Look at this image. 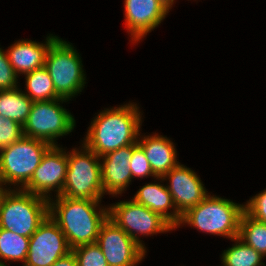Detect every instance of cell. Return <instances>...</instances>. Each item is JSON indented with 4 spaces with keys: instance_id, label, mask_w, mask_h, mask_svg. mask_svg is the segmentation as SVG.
Returning a JSON list of instances; mask_svg holds the SVG:
<instances>
[{
    "instance_id": "14",
    "label": "cell",
    "mask_w": 266,
    "mask_h": 266,
    "mask_svg": "<svg viewBox=\"0 0 266 266\" xmlns=\"http://www.w3.org/2000/svg\"><path fill=\"white\" fill-rule=\"evenodd\" d=\"M157 180L166 182V184L177 212L182 216L190 208L198 205L210 193L204 187L203 182L194 170L179 163L172 168L163 177H157Z\"/></svg>"
},
{
    "instance_id": "20",
    "label": "cell",
    "mask_w": 266,
    "mask_h": 266,
    "mask_svg": "<svg viewBox=\"0 0 266 266\" xmlns=\"http://www.w3.org/2000/svg\"><path fill=\"white\" fill-rule=\"evenodd\" d=\"M24 93L33 101H47L61 98L55 91V86L47 69L43 66L25 74Z\"/></svg>"
},
{
    "instance_id": "8",
    "label": "cell",
    "mask_w": 266,
    "mask_h": 266,
    "mask_svg": "<svg viewBox=\"0 0 266 266\" xmlns=\"http://www.w3.org/2000/svg\"><path fill=\"white\" fill-rule=\"evenodd\" d=\"M68 101L70 100L59 98L33 102L23 125V135L58 145L56 140L70 134L76 126L74 116L62 106Z\"/></svg>"
},
{
    "instance_id": "24",
    "label": "cell",
    "mask_w": 266,
    "mask_h": 266,
    "mask_svg": "<svg viewBox=\"0 0 266 266\" xmlns=\"http://www.w3.org/2000/svg\"><path fill=\"white\" fill-rule=\"evenodd\" d=\"M77 260V266H108L102 250L96 243L84 244L71 250Z\"/></svg>"
},
{
    "instance_id": "5",
    "label": "cell",
    "mask_w": 266,
    "mask_h": 266,
    "mask_svg": "<svg viewBox=\"0 0 266 266\" xmlns=\"http://www.w3.org/2000/svg\"><path fill=\"white\" fill-rule=\"evenodd\" d=\"M52 145L46 141L22 136L0 150V186L22 189L40 165L43 155ZM5 185V187H4ZM8 185V186H7Z\"/></svg>"
},
{
    "instance_id": "19",
    "label": "cell",
    "mask_w": 266,
    "mask_h": 266,
    "mask_svg": "<svg viewBox=\"0 0 266 266\" xmlns=\"http://www.w3.org/2000/svg\"><path fill=\"white\" fill-rule=\"evenodd\" d=\"M33 101L20 87L0 90V115L24 125L31 111Z\"/></svg>"
},
{
    "instance_id": "21",
    "label": "cell",
    "mask_w": 266,
    "mask_h": 266,
    "mask_svg": "<svg viewBox=\"0 0 266 266\" xmlns=\"http://www.w3.org/2000/svg\"><path fill=\"white\" fill-rule=\"evenodd\" d=\"M30 238L20 236L10 230L0 228V263L17 261L24 265L29 248Z\"/></svg>"
},
{
    "instance_id": "6",
    "label": "cell",
    "mask_w": 266,
    "mask_h": 266,
    "mask_svg": "<svg viewBox=\"0 0 266 266\" xmlns=\"http://www.w3.org/2000/svg\"><path fill=\"white\" fill-rule=\"evenodd\" d=\"M44 67L61 98L71 100L87 83L81 56L72 43L60 37L50 45Z\"/></svg>"
},
{
    "instance_id": "17",
    "label": "cell",
    "mask_w": 266,
    "mask_h": 266,
    "mask_svg": "<svg viewBox=\"0 0 266 266\" xmlns=\"http://www.w3.org/2000/svg\"><path fill=\"white\" fill-rule=\"evenodd\" d=\"M138 135L137 143L144 150L145 157L156 177H163L180 162L177 161V150L169 138L156 132L152 135Z\"/></svg>"
},
{
    "instance_id": "2",
    "label": "cell",
    "mask_w": 266,
    "mask_h": 266,
    "mask_svg": "<svg viewBox=\"0 0 266 266\" xmlns=\"http://www.w3.org/2000/svg\"><path fill=\"white\" fill-rule=\"evenodd\" d=\"M49 201V216L64 233L71 249L96 243L99 230L108 218V206L101 201L55 196Z\"/></svg>"
},
{
    "instance_id": "1",
    "label": "cell",
    "mask_w": 266,
    "mask_h": 266,
    "mask_svg": "<svg viewBox=\"0 0 266 266\" xmlns=\"http://www.w3.org/2000/svg\"><path fill=\"white\" fill-rule=\"evenodd\" d=\"M142 112L135 102L105 108L88 127L82 144L101 157L121 147L137 143Z\"/></svg>"
},
{
    "instance_id": "13",
    "label": "cell",
    "mask_w": 266,
    "mask_h": 266,
    "mask_svg": "<svg viewBox=\"0 0 266 266\" xmlns=\"http://www.w3.org/2000/svg\"><path fill=\"white\" fill-rule=\"evenodd\" d=\"M172 6L168 0H124L125 27L132 43H138L154 31Z\"/></svg>"
},
{
    "instance_id": "15",
    "label": "cell",
    "mask_w": 266,
    "mask_h": 266,
    "mask_svg": "<svg viewBox=\"0 0 266 266\" xmlns=\"http://www.w3.org/2000/svg\"><path fill=\"white\" fill-rule=\"evenodd\" d=\"M133 144L121 147L100 157L101 180L104 194L117 197L127 190L132 182L130 159Z\"/></svg>"
},
{
    "instance_id": "27",
    "label": "cell",
    "mask_w": 266,
    "mask_h": 266,
    "mask_svg": "<svg viewBox=\"0 0 266 266\" xmlns=\"http://www.w3.org/2000/svg\"><path fill=\"white\" fill-rule=\"evenodd\" d=\"M19 76L9 62L7 52L0 47V90H11L19 87Z\"/></svg>"
},
{
    "instance_id": "26",
    "label": "cell",
    "mask_w": 266,
    "mask_h": 266,
    "mask_svg": "<svg viewBox=\"0 0 266 266\" xmlns=\"http://www.w3.org/2000/svg\"><path fill=\"white\" fill-rule=\"evenodd\" d=\"M23 135V126L0 115V150L18 141Z\"/></svg>"
},
{
    "instance_id": "28",
    "label": "cell",
    "mask_w": 266,
    "mask_h": 266,
    "mask_svg": "<svg viewBox=\"0 0 266 266\" xmlns=\"http://www.w3.org/2000/svg\"><path fill=\"white\" fill-rule=\"evenodd\" d=\"M244 212L253 219L266 223V188L244 204Z\"/></svg>"
},
{
    "instance_id": "11",
    "label": "cell",
    "mask_w": 266,
    "mask_h": 266,
    "mask_svg": "<svg viewBox=\"0 0 266 266\" xmlns=\"http://www.w3.org/2000/svg\"><path fill=\"white\" fill-rule=\"evenodd\" d=\"M60 145H52L43 155L40 165L35 169L30 181L22 190L42 196L48 200L52 198V191L56 196L61 195L66 179L68 162L66 149ZM51 193V194H50Z\"/></svg>"
},
{
    "instance_id": "25",
    "label": "cell",
    "mask_w": 266,
    "mask_h": 266,
    "mask_svg": "<svg viewBox=\"0 0 266 266\" xmlns=\"http://www.w3.org/2000/svg\"><path fill=\"white\" fill-rule=\"evenodd\" d=\"M130 171L132 178H147L152 176L154 179L157 178L149 164V161L145 157L144 150L138 143L133 144L132 157L130 159Z\"/></svg>"
},
{
    "instance_id": "7",
    "label": "cell",
    "mask_w": 266,
    "mask_h": 266,
    "mask_svg": "<svg viewBox=\"0 0 266 266\" xmlns=\"http://www.w3.org/2000/svg\"><path fill=\"white\" fill-rule=\"evenodd\" d=\"M67 151V174L60 196L101 201L104 191L100 157L83 144Z\"/></svg>"
},
{
    "instance_id": "31",
    "label": "cell",
    "mask_w": 266,
    "mask_h": 266,
    "mask_svg": "<svg viewBox=\"0 0 266 266\" xmlns=\"http://www.w3.org/2000/svg\"><path fill=\"white\" fill-rule=\"evenodd\" d=\"M172 5L174 4L175 0H168Z\"/></svg>"
},
{
    "instance_id": "4",
    "label": "cell",
    "mask_w": 266,
    "mask_h": 266,
    "mask_svg": "<svg viewBox=\"0 0 266 266\" xmlns=\"http://www.w3.org/2000/svg\"><path fill=\"white\" fill-rule=\"evenodd\" d=\"M49 215V201L22 189H6L0 201V228L28 237Z\"/></svg>"
},
{
    "instance_id": "12",
    "label": "cell",
    "mask_w": 266,
    "mask_h": 266,
    "mask_svg": "<svg viewBox=\"0 0 266 266\" xmlns=\"http://www.w3.org/2000/svg\"><path fill=\"white\" fill-rule=\"evenodd\" d=\"M96 244L102 250L108 266H137L147 253L109 218L102 224Z\"/></svg>"
},
{
    "instance_id": "10",
    "label": "cell",
    "mask_w": 266,
    "mask_h": 266,
    "mask_svg": "<svg viewBox=\"0 0 266 266\" xmlns=\"http://www.w3.org/2000/svg\"><path fill=\"white\" fill-rule=\"evenodd\" d=\"M71 250L64 233L48 215L30 236L28 254L23 266H51Z\"/></svg>"
},
{
    "instance_id": "29",
    "label": "cell",
    "mask_w": 266,
    "mask_h": 266,
    "mask_svg": "<svg viewBox=\"0 0 266 266\" xmlns=\"http://www.w3.org/2000/svg\"><path fill=\"white\" fill-rule=\"evenodd\" d=\"M51 266H77V260L74 253L71 251L66 256L58 259Z\"/></svg>"
},
{
    "instance_id": "9",
    "label": "cell",
    "mask_w": 266,
    "mask_h": 266,
    "mask_svg": "<svg viewBox=\"0 0 266 266\" xmlns=\"http://www.w3.org/2000/svg\"><path fill=\"white\" fill-rule=\"evenodd\" d=\"M108 218L134 239L146 252L142 236H153L175 228L161 215L137 203L134 199L109 204Z\"/></svg>"
},
{
    "instance_id": "30",
    "label": "cell",
    "mask_w": 266,
    "mask_h": 266,
    "mask_svg": "<svg viewBox=\"0 0 266 266\" xmlns=\"http://www.w3.org/2000/svg\"><path fill=\"white\" fill-rule=\"evenodd\" d=\"M6 190V188H3L0 186V201H1V198H2V194L3 192Z\"/></svg>"
},
{
    "instance_id": "22",
    "label": "cell",
    "mask_w": 266,
    "mask_h": 266,
    "mask_svg": "<svg viewBox=\"0 0 266 266\" xmlns=\"http://www.w3.org/2000/svg\"><path fill=\"white\" fill-rule=\"evenodd\" d=\"M231 241L235 243L221 255L222 266H266L263 262L264 257L251 246L246 245L238 237Z\"/></svg>"
},
{
    "instance_id": "23",
    "label": "cell",
    "mask_w": 266,
    "mask_h": 266,
    "mask_svg": "<svg viewBox=\"0 0 266 266\" xmlns=\"http://www.w3.org/2000/svg\"><path fill=\"white\" fill-rule=\"evenodd\" d=\"M238 238L266 257V223L257 221L245 212L239 223Z\"/></svg>"
},
{
    "instance_id": "3",
    "label": "cell",
    "mask_w": 266,
    "mask_h": 266,
    "mask_svg": "<svg viewBox=\"0 0 266 266\" xmlns=\"http://www.w3.org/2000/svg\"><path fill=\"white\" fill-rule=\"evenodd\" d=\"M243 212L244 204L209 194L182 215L179 226L187 224L203 233L232 240L238 237Z\"/></svg>"
},
{
    "instance_id": "16",
    "label": "cell",
    "mask_w": 266,
    "mask_h": 266,
    "mask_svg": "<svg viewBox=\"0 0 266 266\" xmlns=\"http://www.w3.org/2000/svg\"><path fill=\"white\" fill-rule=\"evenodd\" d=\"M58 36L49 34L43 43L21 39L6 49L10 64L17 76L28 74L44 66L50 45Z\"/></svg>"
},
{
    "instance_id": "18",
    "label": "cell",
    "mask_w": 266,
    "mask_h": 266,
    "mask_svg": "<svg viewBox=\"0 0 266 266\" xmlns=\"http://www.w3.org/2000/svg\"><path fill=\"white\" fill-rule=\"evenodd\" d=\"M156 179L157 178H155L154 183H145V185L140 187L132 199L144 205L152 212L161 215L175 229L180 228L179 224L182 216L177 212L166 184L164 185L160 182L155 183L157 182Z\"/></svg>"
},
{
    "instance_id": "32",
    "label": "cell",
    "mask_w": 266,
    "mask_h": 266,
    "mask_svg": "<svg viewBox=\"0 0 266 266\" xmlns=\"http://www.w3.org/2000/svg\"><path fill=\"white\" fill-rule=\"evenodd\" d=\"M0 266H9V265H4L3 263H0Z\"/></svg>"
}]
</instances>
